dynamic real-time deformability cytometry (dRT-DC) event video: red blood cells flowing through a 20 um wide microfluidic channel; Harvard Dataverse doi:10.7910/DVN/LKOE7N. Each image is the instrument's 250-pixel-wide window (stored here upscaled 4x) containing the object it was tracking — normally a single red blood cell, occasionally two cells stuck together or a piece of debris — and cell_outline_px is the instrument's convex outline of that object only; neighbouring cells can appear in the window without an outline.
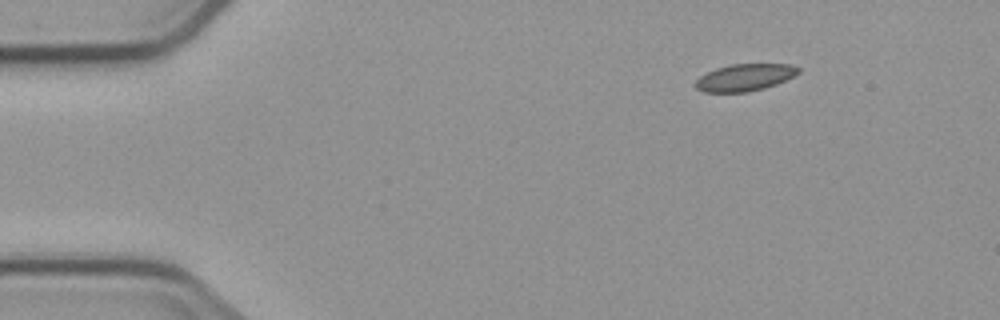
{"species": "common noctule bat (a hibernating species)", "species_latin": "Nyctalus noctula", "temperature_condition": "cold", "stored_images_in_passage": 8, "camera_frame_rate_fps": 3000, "um_per_image_px": 0.085, "animal": {"sex": "male", "body_mass_g": 23.1, "forearm_length_mm": 52.7}, "frame": {"image": 1, "passage_image": 1, "time_ms": 0.0, "image_size_px": [1000, 320], "cell_outline_px": [[800, 72], [776, 84], [764, 88], [748, 92], [704, 92], [696, 88], [696, 80], [700, 76], [716, 68], [732, 64], [792, 64], [800, 68]], "centroid_in_image_um": [63.31, 6.58], "position_along_channel_um": 21.7, "area_um2": 16.07}}
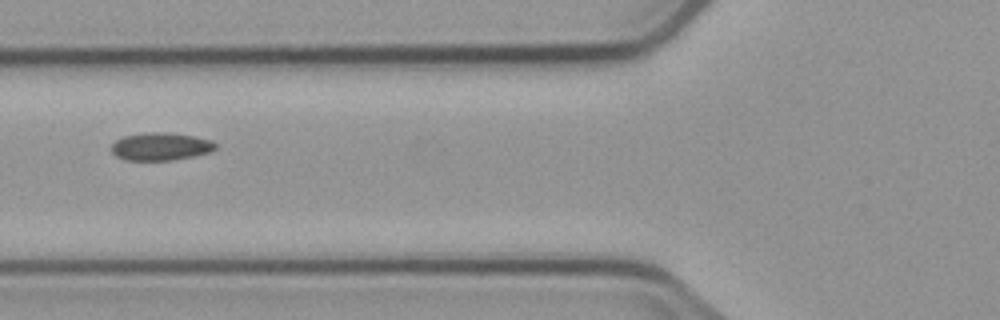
{"frame": {"image": 2, "passage_image": 5, "time_ms": 4.667, "image_size_px": [1000, 320], "cell_outline_px": [[216, 148], [208, 152], [192, 156], [172, 160], [124, 160], [116, 156], [112, 152], [112, 144], [116, 140], [124, 136], [148, 132], [164, 132], [196, 136], [212, 140], [216, 144]], "centroid_in_image_um": [13.65, 12.45], "position_along_channel_um": 112.2, "area_um2": 16.76}}
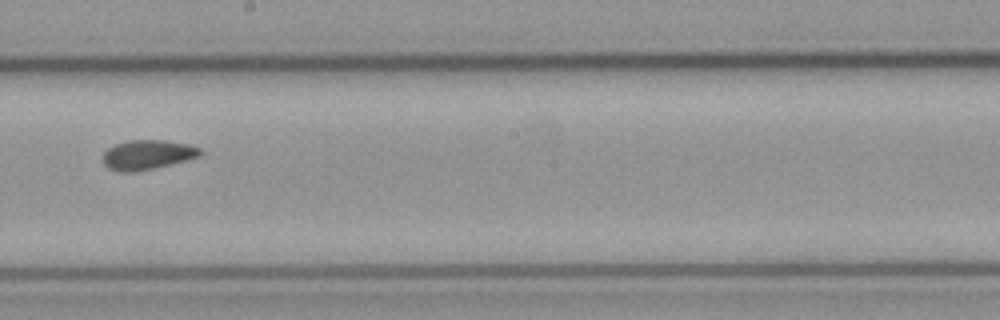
{"frame": {"image": 3, "passage_image": 8, "time_ms": 8.0, "image_size_px": [1000, 320], "cell_outline_px": [[204, 152], [200, 156], [188, 160], [136, 172], [120, 172], [108, 168], [100, 160], [104, 152], [108, 148], [116, 144], [128, 140], [164, 140], [188, 144], [200, 148]], "centroid_in_image_um": [12.52, 13.16], "position_along_channel_um": 235.7, "area_um2": 16.99}}